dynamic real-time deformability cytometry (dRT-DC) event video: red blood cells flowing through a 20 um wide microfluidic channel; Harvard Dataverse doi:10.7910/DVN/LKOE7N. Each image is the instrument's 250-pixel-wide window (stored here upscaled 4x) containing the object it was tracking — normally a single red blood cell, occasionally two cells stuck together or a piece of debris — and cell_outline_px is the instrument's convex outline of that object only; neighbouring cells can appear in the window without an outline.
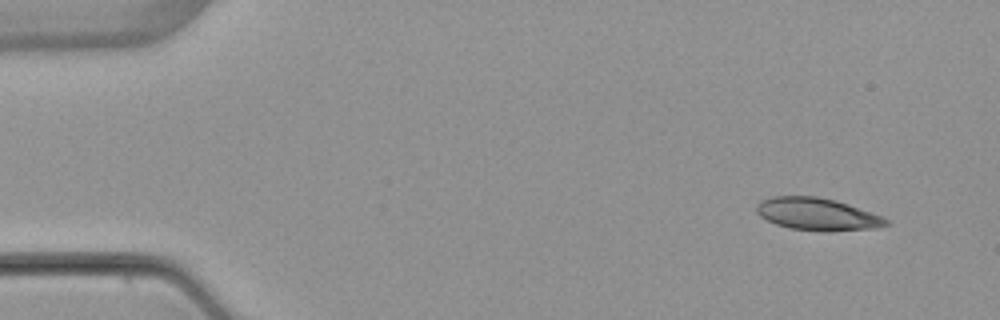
{"species": "common noctule bat (a hibernating species)", "species_latin": "Nyctalus noctula", "temperature_condition": "warm", "stored_images_in_passage": 4, "camera_frame_rate_fps": 3000, "um_per_image_px": 0.085, "animal": {"sex": "female", "body_mass_g": 22.7, "forearm_length_mm": 54.2}, "frame": {"image": 1, "passage_image": 1, "time_ms": 0.0, "image_size_px": [1000, 320], "cell_outline_px": [[892, 224], [880, 228], [832, 232], [820, 232], [788, 228], [776, 224], [760, 216], [756, 212], [756, 204], [760, 200], [772, 196], [816, 196], [836, 200], [884, 216], [892, 220]], "centroid_in_image_um": [69.55, 18.22], "position_along_channel_um": 15.5, "area_um2": 25.2}}
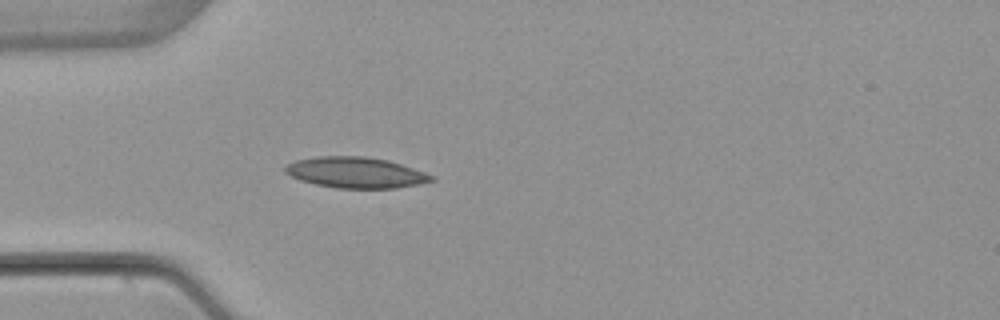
{"frame": {"image": 2, "passage_image": 4, "time_ms": 3.667, "image_size_px": [1000, 320], "cell_outline_px": [[436, 180], [396, 188], [336, 188], [316, 184], [300, 180], [284, 172], [284, 168], [288, 164], [296, 160], [316, 156], [364, 156], [388, 160], [424, 172], [432, 176]], "centroid_in_image_um": [30.2, 14.66], "position_along_channel_um": 54.8, "area_um2": 26.07}}